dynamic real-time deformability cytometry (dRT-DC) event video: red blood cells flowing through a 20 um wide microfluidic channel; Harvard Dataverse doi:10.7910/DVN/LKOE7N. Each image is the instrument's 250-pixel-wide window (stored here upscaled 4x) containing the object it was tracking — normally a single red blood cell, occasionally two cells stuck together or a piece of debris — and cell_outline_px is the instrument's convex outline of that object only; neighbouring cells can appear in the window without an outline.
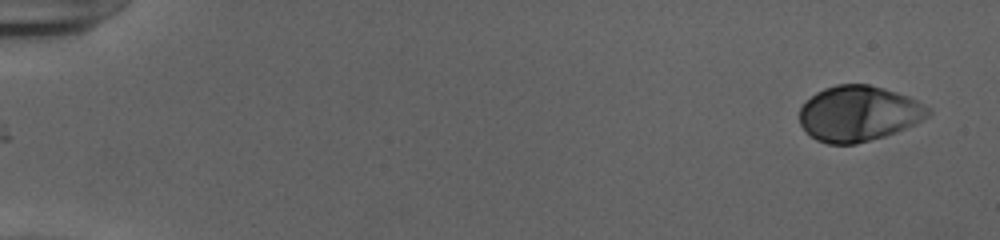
{"species": "human", "species_latin": "Homo sapiens", "temperature_condition": "cold", "stored_images_in_passage": 51, "camera_frame_rate_fps": 3000, "um_per_image_px": 0.085, "donor": {"sex": "female"}, "frame": {"image": 1, "passage_image": 1, "time_ms": 0.0, "image_size_px": [1000, 240], "cell_outline_px": [[932, 112], [928, 116], [896, 132], [884, 136], [856, 144], [828, 144], [816, 140], [800, 124], [800, 108], [816, 92], [824, 88], [836, 84], [868, 84], [884, 88], [908, 96], [924, 104]], "centroid_in_image_um": [72.97, 9.64], "position_along_channel_um": 12.0, "area_um2": 41.27}}
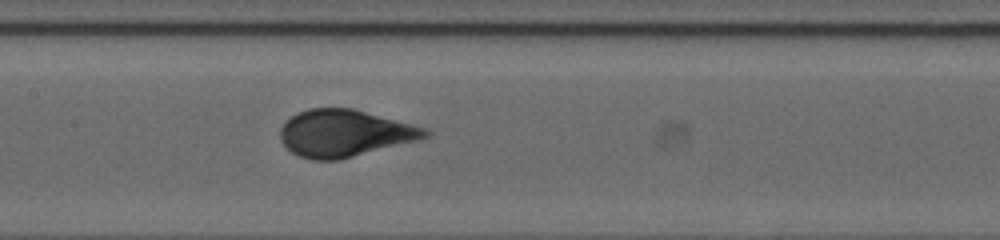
{"frame": {"image": 2, "passage_image": 26, "time_ms": 8.333, "image_size_px": [1000, 240], "cell_outline_px": [[432, 132], [428, 136], [420, 140], [340, 160], [312, 160], [300, 156], [292, 152], [280, 140], [280, 128], [296, 112], [308, 108], [352, 108], [428, 128]], "centroid_in_image_um": [29.32, 11.33], "position_along_channel_um": 178.1, "area_um2": 39.88}}
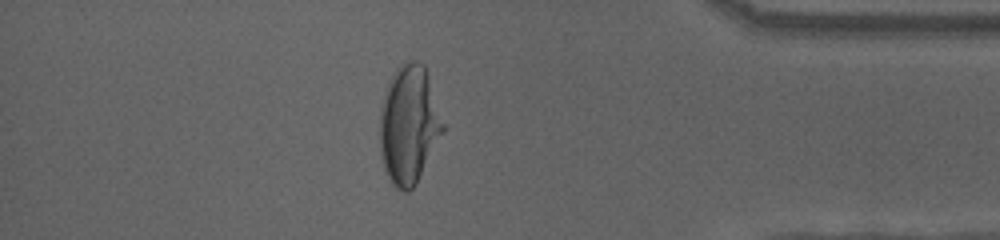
{"frame": {"image": 3, "passage_image": 45, "time_ms": 14.667, "image_size_px": [1000, 240], "cell_outline_px": [[444, 132], [416, 184], [408, 192], [404, 192], [396, 188], [392, 184], [384, 172], [380, 156], [380, 108], [384, 92], [388, 80], [396, 68], [404, 60], [416, 60], [424, 64], [444, 124]], "centroid_in_image_um": [34.73, 10.6], "position_along_channel_um": 400.5, "area_um2": 44.04}, "authors_computed_cell_mechanics": {"area_um2": 40.3444, "velocity_mm_per_s": 3.9268, "shape_relaxation_time_tau1_ms": 5.5327, "shape_relaxation_time_tau2_ms": null, "deformation_change_tau1": 0.2234, "deformation_change_tau2": null}}